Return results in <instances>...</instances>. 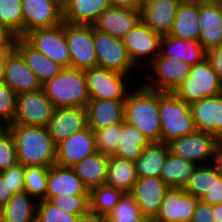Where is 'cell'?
I'll list each match as a JSON object with an SVG mask.
<instances>
[{
    "instance_id": "6da1fadb",
    "label": "cell",
    "mask_w": 222,
    "mask_h": 222,
    "mask_svg": "<svg viewBox=\"0 0 222 222\" xmlns=\"http://www.w3.org/2000/svg\"><path fill=\"white\" fill-rule=\"evenodd\" d=\"M133 85L125 98V121L136 127L149 140L161 142L159 91Z\"/></svg>"
},
{
    "instance_id": "7a4b0ae2",
    "label": "cell",
    "mask_w": 222,
    "mask_h": 222,
    "mask_svg": "<svg viewBox=\"0 0 222 222\" xmlns=\"http://www.w3.org/2000/svg\"><path fill=\"white\" fill-rule=\"evenodd\" d=\"M18 163L24 166L50 167L56 163V145L47 127L10 124Z\"/></svg>"
},
{
    "instance_id": "3957f363",
    "label": "cell",
    "mask_w": 222,
    "mask_h": 222,
    "mask_svg": "<svg viewBox=\"0 0 222 222\" xmlns=\"http://www.w3.org/2000/svg\"><path fill=\"white\" fill-rule=\"evenodd\" d=\"M42 90L56 108L87 107L90 100L84 70L64 68L42 85Z\"/></svg>"
},
{
    "instance_id": "277c9868",
    "label": "cell",
    "mask_w": 222,
    "mask_h": 222,
    "mask_svg": "<svg viewBox=\"0 0 222 222\" xmlns=\"http://www.w3.org/2000/svg\"><path fill=\"white\" fill-rule=\"evenodd\" d=\"M159 116L161 142L165 144L197 131L190 104L172 92L159 91Z\"/></svg>"
},
{
    "instance_id": "5b68a950",
    "label": "cell",
    "mask_w": 222,
    "mask_h": 222,
    "mask_svg": "<svg viewBox=\"0 0 222 222\" xmlns=\"http://www.w3.org/2000/svg\"><path fill=\"white\" fill-rule=\"evenodd\" d=\"M172 93L191 105L200 99L221 94L222 81L205 58L191 67L187 78Z\"/></svg>"
},
{
    "instance_id": "8992f818",
    "label": "cell",
    "mask_w": 222,
    "mask_h": 222,
    "mask_svg": "<svg viewBox=\"0 0 222 222\" xmlns=\"http://www.w3.org/2000/svg\"><path fill=\"white\" fill-rule=\"evenodd\" d=\"M94 46L97 67L132 76V79H136L135 81L139 83L142 81L135 77L141 78L140 73L144 71L139 69V75L137 74V66L132 62L121 38L94 29ZM134 70L136 71L135 76L132 75Z\"/></svg>"
},
{
    "instance_id": "52a82bcc",
    "label": "cell",
    "mask_w": 222,
    "mask_h": 222,
    "mask_svg": "<svg viewBox=\"0 0 222 222\" xmlns=\"http://www.w3.org/2000/svg\"><path fill=\"white\" fill-rule=\"evenodd\" d=\"M147 66H150L153 71L147 72L148 70H146L145 75L141 73L143 74L141 84L146 88L160 92H173L187 78L192 67L186 62L163 57L160 54Z\"/></svg>"
},
{
    "instance_id": "ba28073f",
    "label": "cell",
    "mask_w": 222,
    "mask_h": 222,
    "mask_svg": "<svg viewBox=\"0 0 222 222\" xmlns=\"http://www.w3.org/2000/svg\"><path fill=\"white\" fill-rule=\"evenodd\" d=\"M84 72L90 99L125 100L127 91L132 89L130 86L137 84L134 79H130L131 76L100 67L89 68Z\"/></svg>"
},
{
    "instance_id": "9c48e42d",
    "label": "cell",
    "mask_w": 222,
    "mask_h": 222,
    "mask_svg": "<svg viewBox=\"0 0 222 222\" xmlns=\"http://www.w3.org/2000/svg\"><path fill=\"white\" fill-rule=\"evenodd\" d=\"M65 37L70 53V68L86 70L97 67L92 25L65 22Z\"/></svg>"
},
{
    "instance_id": "30bf717a",
    "label": "cell",
    "mask_w": 222,
    "mask_h": 222,
    "mask_svg": "<svg viewBox=\"0 0 222 222\" xmlns=\"http://www.w3.org/2000/svg\"><path fill=\"white\" fill-rule=\"evenodd\" d=\"M55 108L42 89L17 94L16 113L12 124L47 127Z\"/></svg>"
},
{
    "instance_id": "8fae6325",
    "label": "cell",
    "mask_w": 222,
    "mask_h": 222,
    "mask_svg": "<svg viewBox=\"0 0 222 222\" xmlns=\"http://www.w3.org/2000/svg\"><path fill=\"white\" fill-rule=\"evenodd\" d=\"M23 37L47 58L63 68H70L71 59L65 37V22L52 28L31 30Z\"/></svg>"
},
{
    "instance_id": "7c38bea8",
    "label": "cell",
    "mask_w": 222,
    "mask_h": 222,
    "mask_svg": "<svg viewBox=\"0 0 222 222\" xmlns=\"http://www.w3.org/2000/svg\"><path fill=\"white\" fill-rule=\"evenodd\" d=\"M218 139L209 133L196 131L168 143L169 150L196 165L214 163Z\"/></svg>"
},
{
    "instance_id": "4fadbf2b",
    "label": "cell",
    "mask_w": 222,
    "mask_h": 222,
    "mask_svg": "<svg viewBox=\"0 0 222 222\" xmlns=\"http://www.w3.org/2000/svg\"><path fill=\"white\" fill-rule=\"evenodd\" d=\"M161 38L162 35L152 31L140 21L121 39L132 62L137 67L141 64H145L147 67V64L151 63L160 54Z\"/></svg>"
},
{
    "instance_id": "5bb4252c",
    "label": "cell",
    "mask_w": 222,
    "mask_h": 222,
    "mask_svg": "<svg viewBox=\"0 0 222 222\" xmlns=\"http://www.w3.org/2000/svg\"><path fill=\"white\" fill-rule=\"evenodd\" d=\"M23 36L38 28H52L63 21L62 0H21Z\"/></svg>"
},
{
    "instance_id": "9a60e30c",
    "label": "cell",
    "mask_w": 222,
    "mask_h": 222,
    "mask_svg": "<svg viewBox=\"0 0 222 222\" xmlns=\"http://www.w3.org/2000/svg\"><path fill=\"white\" fill-rule=\"evenodd\" d=\"M97 152L94 132L91 128L71 134L56 145V163L62 167H73L89 155Z\"/></svg>"
},
{
    "instance_id": "2e32d148",
    "label": "cell",
    "mask_w": 222,
    "mask_h": 222,
    "mask_svg": "<svg viewBox=\"0 0 222 222\" xmlns=\"http://www.w3.org/2000/svg\"><path fill=\"white\" fill-rule=\"evenodd\" d=\"M169 189L161 177H144L136 180L130 194L144 217L155 218Z\"/></svg>"
},
{
    "instance_id": "e0dca14e",
    "label": "cell",
    "mask_w": 222,
    "mask_h": 222,
    "mask_svg": "<svg viewBox=\"0 0 222 222\" xmlns=\"http://www.w3.org/2000/svg\"><path fill=\"white\" fill-rule=\"evenodd\" d=\"M88 127L87 110L85 107L55 108L49 120L47 130L57 145L71 134L80 132Z\"/></svg>"
},
{
    "instance_id": "ac0fdd59",
    "label": "cell",
    "mask_w": 222,
    "mask_h": 222,
    "mask_svg": "<svg viewBox=\"0 0 222 222\" xmlns=\"http://www.w3.org/2000/svg\"><path fill=\"white\" fill-rule=\"evenodd\" d=\"M198 199L183 188H170L154 221L191 222Z\"/></svg>"
},
{
    "instance_id": "d6986e66",
    "label": "cell",
    "mask_w": 222,
    "mask_h": 222,
    "mask_svg": "<svg viewBox=\"0 0 222 222\" xmlns=\"http://www.w3.org/2000/svg\"><path fill=\"white\" fill-rule=\"evenodd\" d=\"M179 5L176 0H141V21L152 31L168 35Z\"/></svg>"
},
{
    "instance_id": "ffe728a7",
    "label": "cell",
    "mask_w": 222,
    "mask_h": 222,
    "mask_svg": "<svg viewBox=\"0 0 222 222\" xmlns=\"http://www.w3.org/2000/svg\"><path fill=\"white\" fill-rule=\"evenodd\" d=\"M3 82L17 94L42 89V84L36 74L28 67L22 56L15 49L6 53Z\"/></svg>"
},
{
    "instance_id": "44dd1931",
    "label": "cell",
    "mask_w": 222,
    "mask_h": 222,
    "mask_svg": "<svg viewBox=\"0 0 222 222\" xmlns=\"http://www.w3.org/2000/svg\"><path fill=\"white\" fill-rule=\"evenodd\" d=\"M198 132L209 133L222 139V93L200 99L190 105Z\"/></svg>"
},
{
    "instance_id": "7402d4cb",
    "label": "cell",
    "mask_w": 222,
    "mask_h": 222,
    "mask_svg": "<svg viewBox=\"0 0 222 222\" xmlns=\"http://www.w3.org/2000/svg\"><path fill=\"white\" fill-rule=\"evenodd\" d=\"M141 21L140 9L109 7L92 24L95 30L122 38Z\"/></svg>"
},
{
    "instance_id": "603a6c76",
    "label": "cell",
    "mask_w": 222,
    "mask_h": 222,
    "mask_svg": "<svg viewBox=\"0 0 222 222\" xmlns=\"http://www.w3.org/2000/svg\"><path fill=\"white\" fill-rule=\"evenodd\" d=\"M199 42L207 51L222 45V10L216 0H199Z\"/></svg>"
},
{
    "instance_id": "cb8c5ba5",
    "label": "cell",
    "mask_w": 222,
    "mask_h": 222,
    "mask_svg": "<svg viewBox=\"0 0 222 222\" xmlns=\"http://www.w3.org/2000/svg\"><path fill=\"white\" fill-rule=\"evenodd\" d=\"M86 110L93 131L125 121V100L90 99Z\"/></svg>"
},
{
    "instance_id": "d4e9b609",
    "label": "cell",
    "mask_w": 222,
    "mask_h": 222,
    "mask_svg": "<svg viewBox=\"0 0 222 222\" xmlns=\"http://www.w3.org/2000/svg\"><path fill=\"white\" fill-rule=\"evenodd\" d=\"M59 195H89V190L72 168L54 164L48 169L45 200Z\"/></svg>"
},
{
    "instance_id": "484cf974",
    "label": "cell",
    "mask_w": 222,
    "mask_h": 222,
    "mask_svg": "<svg viewBox=\"0 0 222 222\" xmlns=\"http://www.w3.org/2000/svg\"><path fill=\"white\" fill-rule=\"evenodd\" d=\"M15 50L36 74L42 85L53 79L64 69L33 47L23 36L17 37Z\"/></svg>"
},
{
    "instance_id": "4316f807",
    "label": "cell",
    "mask_w": 222,
    "mask_h": 222,
    "mask_svg": "<svg viewBox=\"0 0 222 222\" xmlns=\"http://www.w3.org/2000/svg\"><path fill=\"white\" fill-rule=\"evenodd\" d=\"M160 55L181 60L193 66L206 58V50L199 40L180 39L163 35L161 38Z\"/></svg>"
},
{
    "instance_id": "83f0119b",
    "label": "cell",
    "mask_w": 222,
    "mask_h": 222,
    "mask_svg": "<svg viewBox=\"0 0 222 222\" xmlns=\"http://www.w3.org/2000/svg\"><path fill=\"white\" fill-rule=\"evenodd\" d=\"M62 6L64 22L92 25L110 4L108 0H62Z\"/></svg>"
},
{
    "instance_id": "f1b7e54d",
    "label": "cell",
    "mask_w": 222,
    "mask_h": 222,
    "mask_svg": "<svg viewBox=\"0 0 222 222\" xmlns=\"http://www.w3.org/2000/svg\"><path fill=\"white\" fill-rule=\"evenodd\" d=\"M168 35L184 40H199V0L180 3L173 26Z\"/></svg>"
},
{
    "instance_id": "f546056e",
    "label": "cell",
    "mask_w": 222,
    "mask_h": 222,
    "mask_svg": "<svg viewBox=\"0 0 222 222\" xmlns=\"http://www.w3.org/2000/svg\"><path fill=\"white\" fill-rule=\"evenodd\" d=\"M109 156L95 152L71 167L90 191L105 185Z\"/></svg>"
},
{
    "instance_id": "4dcf8cb0",
    "label": "cell",
    "mask_w": 222,
    "mask_h": 222,
    "mask_svg": "<svg viewBox=\"0 0 222 222\" xmlns=\"http://www.w3.org/2000/svg\"><path fill=\"white\" fill-rule=\"evenodd\" d=\"M169 151L168 144L164 142H151L135 161L137 177H160Z\"/></svg>"
},
{
    "instance_id": "1f68e13d",
    "label": "cell",
    "mask_w": 222,
    "mask_h": 222,
    "mask_svg": "<svg viewBox=\"0 0 222 222\" xmlns=\"http://www.w3.org/2000/svg\"><path fill=\"white\" fill-rule=\"evenodd\" d=\"M149 144L141 131L124 121L121 123V133L113 156L135 162Z\"/></svg>"
},
{
    "instance_id": "d6a6232c",
    "label": "cell",
    "mask_w": 222,
    "mask_h": 222,
    "mask_svg": "<svg viewBox=\"0 0 222 222\" xmlns=\"http://www.w3.org/2000/svg\"><path fill=\"white\" fill-rule=\"evenodd\" d=\"M137 179L135 162L109 156L105 185L130 193Z\"/></svg>"
},
{
    "instance_id": "836d02e7",
    "label": "cell",
    "mask_w": 222,
    "mask_h": 222,
    "mask_svg": "<svg viewBox=\"0 0 222 222\" xmlns=\"http://www.w3.org/2000/svg\"><path fill=\"white\" fill-rule=\"evenodd\" d=\"M38 200L28 193L14 194L3 206V222H31L36 219Z\"/></svg>"
},
{
    "instance_id": "e575fe53",
    "label": "cell",
    "mask_w": 222,
    "mask_h": 222,
    "mask_svg": "<svg viewBox=\"0 0 222 222\" xmlns=\"http://www.w3.org/2000/svg\"><path fill=\"white\" fill-rule=\"evenodd\" d=\"M122 192L111 186L101 185L89 191L91 220L101 222L120 201Z\"/></svg>"
},
{
    "instance_id": "d590c367",
    "label": "cell",
    "mask_w": 222,
    "mask_h": 222,
    "mask_svg": "<svg viewBox=\"0 0 222 222\" xmlns=\"http://www.w3.org/2000/svg\"><path fill=\"white\" fill-rule=\"evenodd\" d=\"M196 166L169 151L160 177L169 188H184Z\"/></svg>"
},
{
    "instance_id": "8d00e7d4",
    "label": "cell",
    "mask_w": 222,
    "mask_h": 222,
    "mask_svg": "<svg viewBox=\"0 0 222 222\" xmlns=\"http://www.w3.org/2000/svg\"><path fill=\"white\" fill-rule=\"evenodd\" d=\"M212 185L213 163L197 165L183 189L186 193H189L200 200L208 191H210Z\"/></svg>"
},
{
    "instance_id": "74e56055",
    "label": "cell",
    "mask_w": 222,
    "mask_h": 222,
    "mask_svg": "<svg viewBox=\"0 0 222 222\" xmlns=\"http://www.w3.org/2000/svg\"><path fill=\"white\" fill-rule=\"evenodd\" d=\"M144 216L130 193H124L114 207L101 222H139Z\"/></svg>"
},
{
    "instance_id": "f35d334b",
    "label": "cell",
    "mask_w": 222,
    "mask_h": 222,
    "mask_svg": "<svg viewBox=\"0 0 222 222\" xmlns=\"http://www.w3.org/2000/svg\"><path fill=\"white\" fill-rule=\"evenodd\" d=\"M49 167L25 166V192L38 201L45 199Z\"/></svg>"
},
{
    "instance_id": "ab89813d",
    "label": "cell",
    "mask_w": 222,
    "mask_h": 222,
    "mask_svg": "<svg viewBox=\"0 0 222 222\" xmlns=\"http://www.w3.org/2000/svg\"><path fill=\"white\" fill-rule=\"evenodd\" d=\"M0 25L6 26L17 36H23L21 0H0Z\"/></svg>"
},
{
    "instance_id": "60d3db41",
    "label": "cell",
    "mask_w": 222,
    "mask_h": 222,
    "mask_svg": "<svg viewBox=\"0 0 222 222\" xmlns=\"http://www.w3.org/2000/svg\"><path fill=\"white\" fill-rule=\"evenodd\" d=\"M48 201L63 212L80 214L86 221H91L89 195H59Z\"/></svg>"
},
{
    "instance_id": "b9f144b4",
    "label": "cell",
    "mask_w": 222,
    "mask_h": 222,
    "mask_svg": "<svg viewBox=\"0 0 222 222\" xmlns=\"http://www.w3.org/2000/svg\"><path fill=\"white\" fill-rule=\"evenodd\" d=\"M36 218L39 222H87L80 214L63 212L45 199L38 201Z\"/></svg>"
},
{
    "instance_id": "7bdbcfd3",
    "label": "cell",
    "mask_w": 222,
    "mask_h": 222,
    "mask_svg": "<svg viewBox=\"0 0 222 222\" xmlns=\"http://www.w3.org/2000/svg\"><path fill=\"white\" fill-rule=\"evenodd\" d=\"M96 151L106 156H112L117 148L121 124L94 130Z\"/></svg>"
},
{
    "instance_id": "ee69618b",
    "label": "cell",
    "mask_w": 222,
    "mask_h": 222,
    "mask_svg": "<svg viewBox=\"0 0 222 222\" xmlns=\"http://www.w3.org/2000/svg\"><path fill=\"white\" fill-rule=\"evenodd\" d=\"M17 93L6 83H0V121L7 126L13 123L16 113Z\"/></svg>"
},
{
    "instance_id": "f6af8a7d",
    "label": "cell",
    "mask_w": 222,
    "mask_h": 222,
    "mask_svg": "<svg viewBox=\"0 0 222 222\" xmlns=\"http://www.w3.org/2000/svg\"><path fill=\"white\" fill-rule=\"evenodd\" d=\"M18 163L15 140L7 129L0 135V172Z\"/></svg>"
},
{
    "instance_id": "bcb514c9",
    "label": "cell",
    "mask_w": 222,
    "mask_h": 222,
    "mask_svg": "<svg viewBox=\"0 0 222 222\" xmlns=\"http://www.w3.org/2000/svg\"><path fill=\"white\" fill-rule=\"evenodd\" d=\"M0 174L13 195L25 191V166L23 164L17 163L16 165L1 171Z\"/></svg>"
},
{
    "instance_id": "7dc6e473",
    "label": "cell",
    "mask_w": 222,
    "mask_h": 222,
    "mask_svg": "<svg viewBox=\"0 0 222 222\" xmlns=\"http://www.w3.org/2000/svg\"><path fill=\"white\" fill-rule=\"evenodd\" d=\"M200 200L211 206L222 203V177L213 163V185Z\"/></svg>"
},
{
    "instance_id": "c3c4849f",
    "label": "cell",
    "mask_w": 222,
    "mask_h": 222,
    "mask_svg": "<svg viewBox=\"0 0 222 222\" xmlns=\"http://www.w3.org/2000/svg\"><path fill=\"white\" fill-rule=\"evenodd\" d=\"M191 222H216L213 206L198 200Z\"/></svg>"
},
{
    "instance_id": "681fc988",
    "label": "cell",
    "mask_w": 222,
    "mask_h": 222,
    "mask_svg": "<svg viewBox=\"0 0 222 222\" xmlns=\"http://www.w3.org/2000/svg\"><path fill=\"white\" fill-rule=\"evenodd\" d=\"M206 59L222 81V45L206 51Z\"/></svg>"
},
{
    "instance_id": "f907efd6",
    "label": "cell",
    "mask_w": 222,
    "mask_h": 222,
    "mask_svg": "<svg viewBox=\"0 0 222 222\" xmlns=\"http://www.w3.org/2000/svg\"><path fill=\"white\" fill-rule=\"evenodd\" d=\"M17 37L9 28L0 25V46H15Z\"/></svg>"
},
{
    "instance_id": "816d5d0a",
    "label": "cell",
    "mask_w": 222,
    "mask_h": 222,
    "mask_svg": "<svg viewBox=\"0 0 222 222\" xmlns=\"http://www.w3.org/2000/svg\"><path fill=\"white\" fill-rule=\"evenodd\" d=\"M110 7L140 9L141 0H108Z\"/></svg>"
},
{
    "instance_id": "f5cc1de1",
    "label": "cell",
    "mask_w": 222,
    "mask_h": 222,
    "mask_svg": "<svg viewBox=\"0 0 222 222\" xmlns=\"http://www.w3.org/2000/svg\"><path fill=\"white\" fill-rule=\"evenodd\" d=\"M12 196L13 194L9 191L6 182L3 181L0 174V204L4 206Z\"/></svg>"
},
{
    "instance_id": "db71d44e",
    "label": "cell",
    "mask_w": 222,
    "mask_h": 222,
    "mask_svg": "<svg viewBox=\"0 0 222 222\" xmlns=\"http://www.w3.org/2000/svg\"><path fill=\"white\" fill-rule=\"evenodd\" d=\"M214 164L217 167L218 172L221 174L222 177V139L218 140L216 146Z\"/></svg>"
},
{
    "instance_id": "11a10c76",
    "label": "cell",
    "mask_w": 222,
    "mask_h": 222,
    "mask_svg": "<svg viewBox=\"0 0 222 222\" xmlns=\"http://www.w3.org/2000/svg\"><path fill=\"white\" fill-rule=\"evenodd\" d=\"M216 222H222V203L213 206Z\"/></svg>"
},
{
    "instance_id": "9f6ffc18",
    "label": "cell",
    "mask_w": 222,
    "mask_h": 222,
    "mask_svg": "<svg viewBox=\"0 0 222 222\" xmlns=\"http://www.w3.org/2000/svg\"><path fill=\"white\" fill-rule=\"evenodd\" d=\"M6 64V53L0 57V83H3Z\"/></svg>"
},
{
    "instance_id": "6f0895ef",
    "label": "cell",
    "mask_w": 222,
    "mask_h": 222,
    "mask_svg": "<svg viewBox=\"0 0 222 222\" xmlns=\"http://www.w3.org/2000/svg\"><path fill=\"white\" fill-rule=\"evenodd\" d=\"M15 49V46H0V57L5 53L12 52Z\"/></svg>"
},
{
    "instance_id": "680465c9",
    "label": "cell",
    "mask_w": 222,
    "mask_h": 222,
    "mask_svg": "<svg viewBox=\"0 0 222 222\" xmlns=\"http://www.w3.org/2000/svg\"><path fill=\"white\" fill-rule=\"evenodd\" d=\"M7 129L8 126L4 122L0 121V135L4 133Z\"/></svg>"
},
{
    "instance_id": "91938a15",
    "label": "cell",
    "mask_w": 222,
    "mask_h": 222,
    "mask_svg": "<svg viewBox=\"0 0 222 222\" xmlns=\"http://www.w3.org/2000/svg\"><path fill=\"white\" fill-rule=\"evenodd\" d=\"M139 222H154V218L151 217H143Z\"/></svg>"
},
{
    "instance_id": "94428289",
    "label": "cell",
    "mask_w": 222,
    "mask_h": 222,
    "mask_svg": "<svg viewBox=\"0 0 222 222\" xmlns=\"http://www.w3.org/2000/svg\"><path fill=\"white\" fill-rule=\"evenodd\" d=\"M0 222H3V205L0 204Z\"/></svg>"
},
{
    "instance_id": "6125c7cd",
    "label": "cell",
    "mask_w": 222,
    "mask_h": 222,
    "mask_svg": "<svg viewBox=\"0 0 222 222\" xmlns=\"http://www.w3.org/2000/svg\"><path fill=\"white\" fill-rule=\"evenodd\" d=\"M176 1L179 2V3H185V2L192 1V0H176Z\"/></svg>"
},
{
    "instance_id": "be15d7a7",
    "label": "cell",
    "mask_w": 222,
    "mask_h": 222,
    "mask_svg": "<svg viewBox=\"0 0 222 222\" xmlns=\"http://www.w3.org/2000/svg\"><path fill=\"white\" fill-rule=\"evenodd\" d=\"M218 2V4L220 5L221 7V10H222V0H216Z\"/></svg>"
},
{
    "instance_id": "e7e4bbea",
    "label": "cell",
    "mask_w": 222,
    "mask_h": 222,
    "mask_svg": "<svg viewBox=\"0 0 222 222\" xmlns=\"http://www.w3.org/2000/svg\"><path fill=\"white\" fill-rule=\"evenodd\" d=\"M31 222H39V220H37V218H36V219H34L33 221H31Z\"/></svg>"
}]
</instances>
